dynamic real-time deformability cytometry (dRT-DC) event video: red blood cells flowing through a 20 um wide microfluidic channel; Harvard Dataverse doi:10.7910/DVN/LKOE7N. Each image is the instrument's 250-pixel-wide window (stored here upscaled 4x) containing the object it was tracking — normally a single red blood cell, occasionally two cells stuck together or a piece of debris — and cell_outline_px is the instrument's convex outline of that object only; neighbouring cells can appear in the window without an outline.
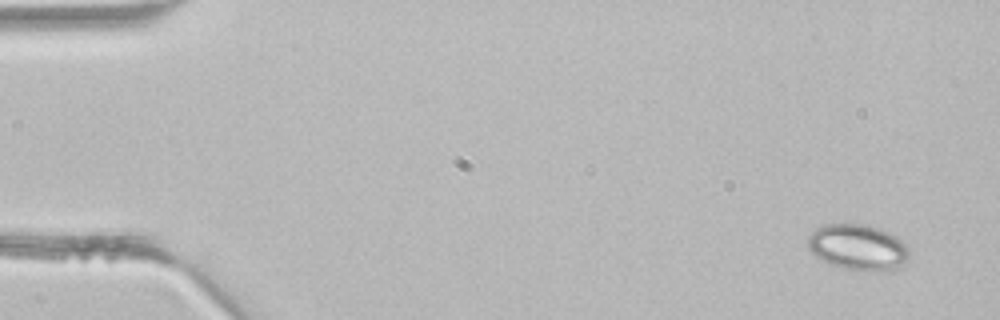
{"species": "common noctule bat (a hibernating species)", "species_latin": "Nyctalus noctula", "temperature_condition": "room temperature", "stored_images_in_passage": 4, "camera_frame_rate_fps": 3000, "um_per_image_px": 0.085, "animal": {"sex": "male", "body_mass_g": 21.5, "forearm_length_mm": 52.0}, "frame": {"image": 1, "passage_image": 1, "time_ms": 0.0, "image_size_px": [1000, 320], "cell_outline_px": [[908, 256], [900, 268], [892, 272], [868, 272], [844, 268], [832, 264], [816, 256], [808, 248], [808, 236], [816, 228], [824, 224], [868, 224], [880, 228], [896, 236], [908, 248]], "centroid_in_image_um": [72.95, 21.03], "position_along_channel_um": 12.0, "area_um2": 27.34}}
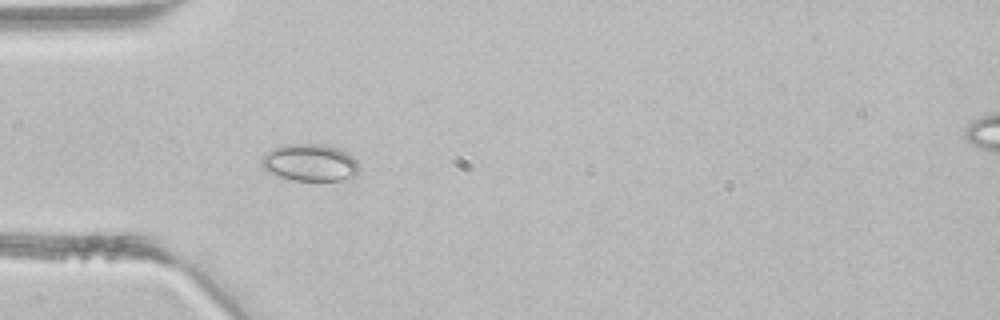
{"frame": {"image": 2, "passage_image": 4, "time_ms": 1.0, "image_size_px": [1000, 320], "cell_outline_px": [[360, 168], [356, 176], [340, 180], [292, 180], [268, 172], [260, 164], [260, 160], [268, 152], [284, 144], [320, 144], [336, 148], [348, 152], [356, 160]], "centroid_in_image_um": [26.37, 13.83], "position_along_channel_um": 58.6, "area_um2": 20.98}}